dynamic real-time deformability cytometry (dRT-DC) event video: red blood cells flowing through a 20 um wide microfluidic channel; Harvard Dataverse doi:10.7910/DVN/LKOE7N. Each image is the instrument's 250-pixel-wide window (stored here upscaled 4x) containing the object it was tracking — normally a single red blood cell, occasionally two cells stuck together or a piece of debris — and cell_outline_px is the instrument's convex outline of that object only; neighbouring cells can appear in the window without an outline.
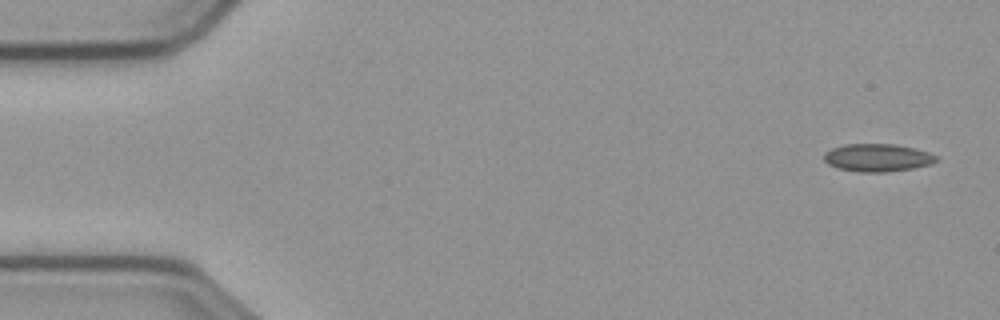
{"species": "common noctule bat (a hibernating species)", "species_latin": "Nyctalus noctula", "temperature_condition": "cold", "stored_images_in_passage": 54, "camera_frame_rate_fps": 3000, "um_per_image_px": 0.085, "animal": {"sex": "male", "body_mass_g": 23.1, "forearm_length_mm": 52.7}, "frame": {"image": 1, "passage_image": 1, "time_ms": 0.0, "image_size_px": [1000, 320], "cell_outline_px": [[936, 160], [928, 164], [912, 168], [884, 172], [860, 172], [840, 168], [828, 164], [824, 160], [824, 152], [832, 148], [844, 144], [896, 144], [916, 148], [928, 152], [936, 156]], "centroid_in_image_um": [74.55, 13.39], "position_along_channel_um": 10.5, "area_um2": 17.98}}
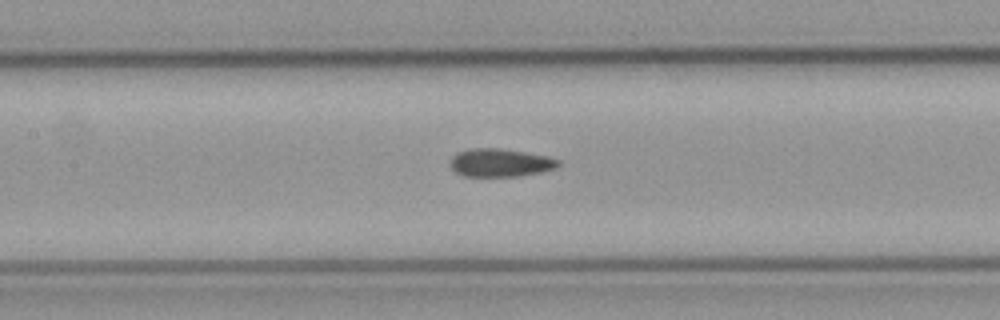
{"frame": {"image": 2, "passage_image": 24, "time_ms": 7.667, "image_size_px": [1000, 320], "cell_outline_px": [[560, 164], [556, 168], [540, 172], [516, 176], [464, 176], [456, 172], [452, 168], [452, 156], [456, 152], [468, 148], [500, 148], [548, 156], [560, 160]], "centroid_in_image_um": [42.53, 13.82], "position_along_channel_um": 164.9, "area_um2": 17.63}}
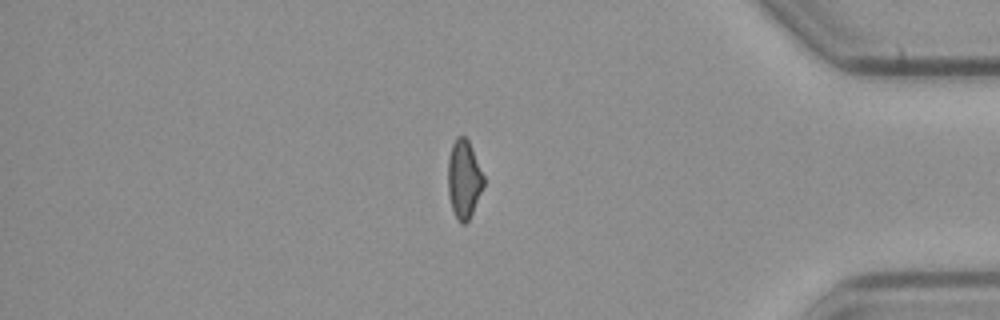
{"frame": {"image": 3, "passage_image": 46, "time_ms": 15.0, "image_size_px": [1000, 320], "cell_outline_px": [[484, 184], [472, 212], [468, 220], [464, 224], [460, 224], [452, 208], [448, 192], [448, 160], [452, 144], [456, 136], [464, 136], [468, 140], [472, 148], [484, 176]], "centroid_in_image_um": [39.42, 15.2], "position_along_channel_um": 395.8, "area_um2": 16.07}}